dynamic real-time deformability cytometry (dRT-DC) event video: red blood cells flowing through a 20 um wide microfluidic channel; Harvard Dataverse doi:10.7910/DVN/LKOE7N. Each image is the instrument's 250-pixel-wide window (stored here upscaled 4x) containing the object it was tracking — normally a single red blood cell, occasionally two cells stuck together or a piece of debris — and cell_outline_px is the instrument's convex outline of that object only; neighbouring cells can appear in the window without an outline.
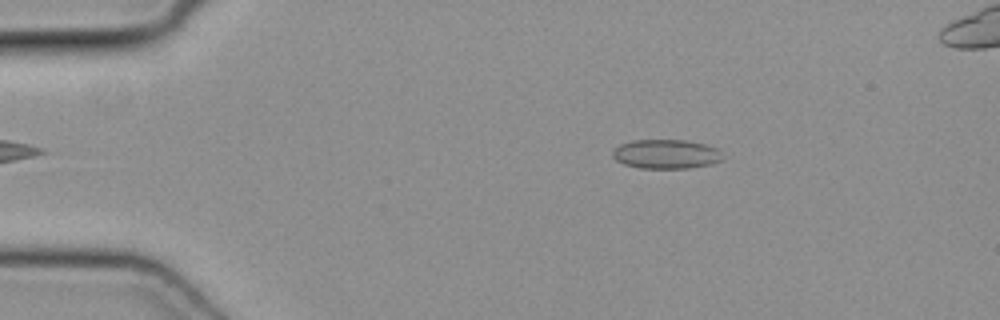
{"species": "common noctule bat (a hibernating species)", "species_latin": "Nyctalus noctula", "temperature_condition": "cold", "stored_images_in_passage": 44, "camera_frame_rate_fps": 3000, "um_per_image_px": 0.085, "animal": {"sex": "female", "body_mass_g": 19.3, "forearm_length_mm": 54.1}, "frame": {"image": 1, "passage_image": 4, "time_ms": 1.0, "image_size_px": [1000, 320], "cell_outline_px": [[720, 160], [708, 164], [688, 168], [640, 168], [624, 164], [616, 160], [612, 156], [612, 152], [620, 144], [632, 140], [684, 140], [704, 144], [716, 148], [720, 152]], "centroid_in_image_um": [56.55, 13.09], "position_along_channel_um": 28.4, "area_um2": 18.44}}
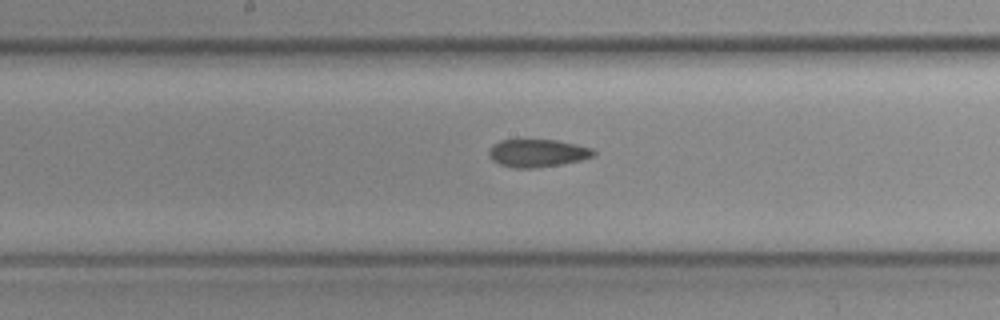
{"frame": {"image": 2, "passage_image": 21, "time_ms": 6.667, "image_size_px": [1000, 320], "cell_outline_px": [[596, 152], [592, 156], [580, 160], [560, 164], [536, 168], [512, 168], [500, 164], [492, 160], [488, 156], [488, 152], [492, 144], [500, 140], [556, 140], [576, 144], [592, 148]], "centroid_in_image_um": [45.64, 13.01], "position_along_channel_um": 202.6, "area_um2": 16.94}}
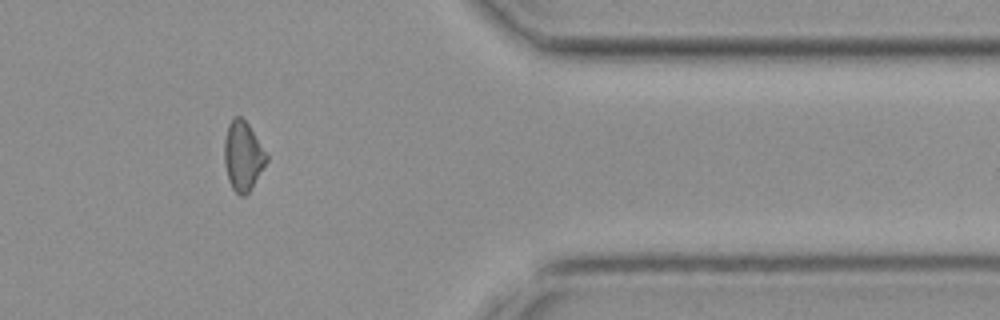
{"frame": {"image": 3, "passage_image": 36, "time_ms": 11.667, "image_size_px": [1000, 320], "cell_outline_px": [[268, 160], [252, 188], [244, 196], [240, 196], [232, 188], [228, 180], [224, 164], [224, 140], [228, 124], [232, 116], [240, 116], [248, 124], [268, 156]], "centroid_in_image_um": [20.63, 13.26], "position_along_channel_um": 390.8, "area_um2": 17.11}}